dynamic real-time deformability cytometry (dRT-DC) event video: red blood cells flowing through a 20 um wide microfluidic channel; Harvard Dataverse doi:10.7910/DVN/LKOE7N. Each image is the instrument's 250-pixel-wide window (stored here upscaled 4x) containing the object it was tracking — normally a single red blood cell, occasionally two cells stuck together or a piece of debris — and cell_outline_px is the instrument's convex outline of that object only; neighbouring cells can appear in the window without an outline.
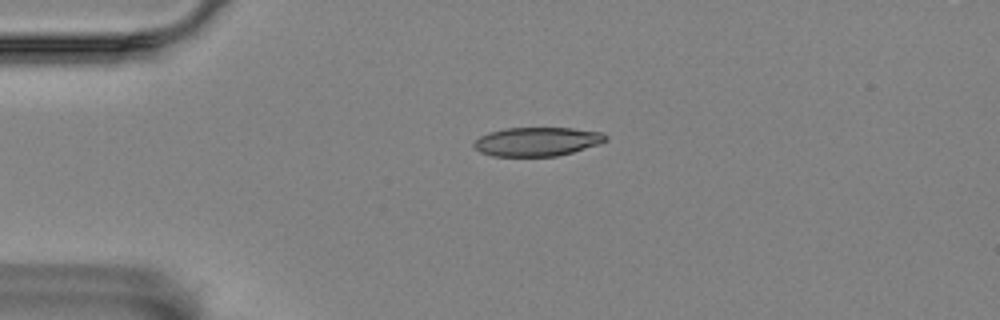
{"species": "Egyptian fruit bat (a non-hibernating species)", "species_latin": "Rousettus aegyptiacus", "temperature_condition": "room temperature", "stored_images_in_passage": 2, "camera_frame_rate_fps": 3000, "um_per_image_px": 0.085, "animal": {"sex": "female"}, "frame": {"image": 1, "passage_image": 1, "time_ms": 0.0, "image_size_px": [1000, 320], "cell_outline_px": [[608, 140], [600, 144], [572, 152], [556, 156], [492, 156], [480, 152], [472, 144], [480, 136], [488, 132], [508, 128], [572, 128], [600, 132], [608, 136]], "centroid_in_image_um": [45.66, 12.03], "position_along_channel_um": 39.3, "area_um2": 22.14}}